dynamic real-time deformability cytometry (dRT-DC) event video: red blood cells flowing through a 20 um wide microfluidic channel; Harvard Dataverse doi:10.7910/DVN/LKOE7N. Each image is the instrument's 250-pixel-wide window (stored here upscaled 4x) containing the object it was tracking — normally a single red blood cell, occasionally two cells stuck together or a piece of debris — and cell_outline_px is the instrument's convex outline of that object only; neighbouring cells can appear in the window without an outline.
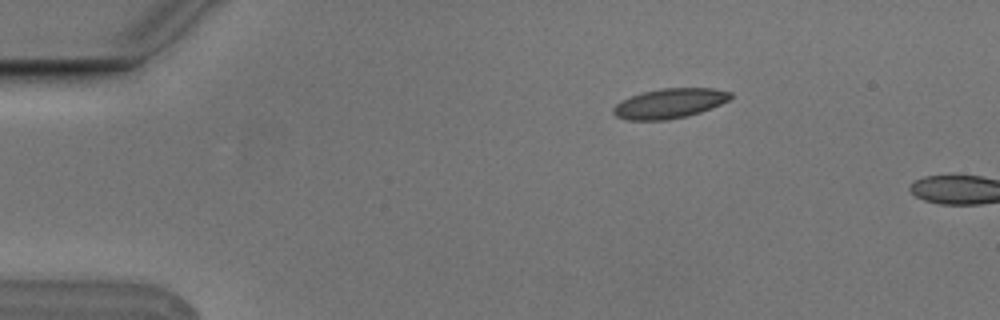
{"species": "Egyptian fruit bat (a non-hibernating species)", "species_latin": "Rousettus aegyptiacus", "temperature_condition": "cold", "stored_images_in_passage": 3, "camera_frame_rate_fps": 3000, "um_per_image_px": 0.085, "animal": {"sex": "male"}, "frame": {"image": 1, "passage_image": 1, "time_ms": 0.0, "image_size_px": [1000, 320], "cell_outline_px": [[732, 96], [728, 100], [712, 108], [688, 116], [668, 120], [628, 120], [616, 116], [612, 112], [612, 108], [620, 100], [644, 92], [660, 88], [712, 88], [732, 92]], "centroid_in_image_um": [56.9, 8.79], "position_along_channel_um": 28.1, "area_um2": 20.4}}